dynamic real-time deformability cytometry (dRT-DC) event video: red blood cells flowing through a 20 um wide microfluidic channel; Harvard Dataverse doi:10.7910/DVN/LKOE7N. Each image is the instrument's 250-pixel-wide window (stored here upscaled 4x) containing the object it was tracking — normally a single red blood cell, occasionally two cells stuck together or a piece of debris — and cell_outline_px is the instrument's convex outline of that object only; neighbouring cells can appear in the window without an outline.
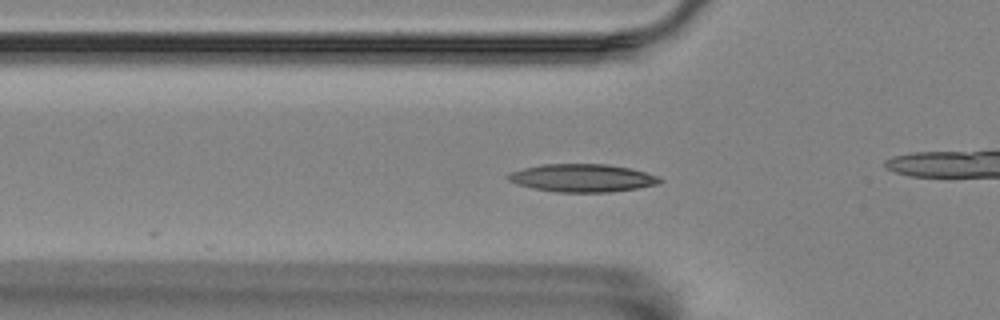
{"species": "Egyptian fruit bat (a non-hibernating species)", "species_latin": "Rousettus aegyptiacus", "temperature_condition": "room temperature", "stored_images_in_passage": 15, "camera_frame_rate_fps": 3000, "um_per_image_px": 0.085, "animal": {"sex": "female"}, "frame": {"image": 1, "passage_image": 4, "time_ms": 1.0, "image_size_px": [1000, 320], "cell_outline_px": [[664, 180], [660, 184], [612, 192], [556, 192], [532, 188], [516, 184], [508, 180], [504, 176], [508, 172], [524, 168], [544, 164], [608, 164], [632, 168], [656, 176]], "centroid_in_image_um": [49.47, 15.13], "position_along_channel_um": 76.3, "area_um2": 24.85}}
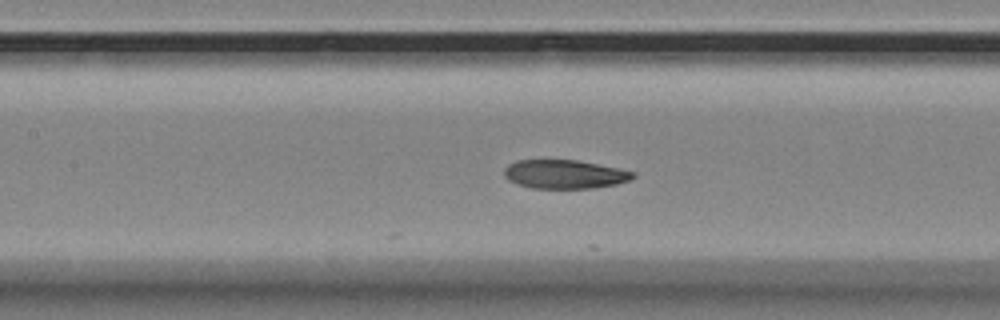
{"frame": {"image": 2, "passage_image": 11, "time_ms": 3.333, "image_size_px": [1000, 320], "cell_outline_px": [[636, 176], [628, 180], [616, 184], [592, 188], [532, 188], [508, 180], [504, 176], [504, 168], [508, 164], [516, 160], [576, 160], [636, 172]], "centroid_in_image_um": [47.96, 14.8], "position_along_channel_um": 159.4, "area_um2": 21.39}}
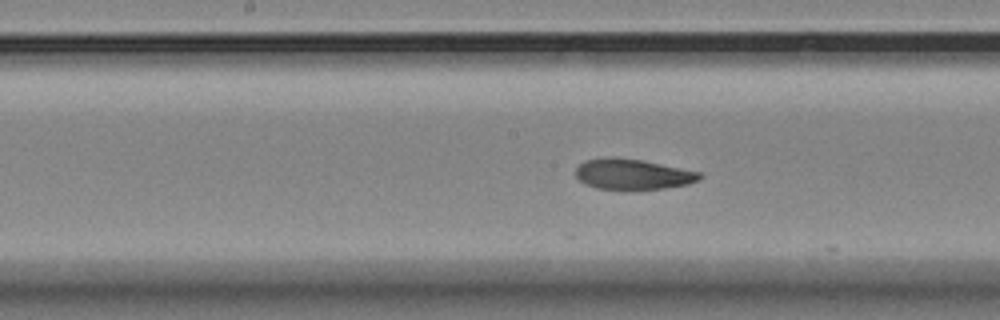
{"frame": {"image": 3, "passage_image": 14, "time_ms": 4.333, "image_size_px": [1000, 320], "cell_outline_px": [[704, 176], [700, 180], [688, 184], [664, 188], [596, 188], [584, 184], [576, 176], [576, 168], [584, 160], [640, 160], [700, 172]], "centroid_in_image_um": [53.84, 14.84], "position_along_channel_um": 194.4, "area_um2": 20.87}}